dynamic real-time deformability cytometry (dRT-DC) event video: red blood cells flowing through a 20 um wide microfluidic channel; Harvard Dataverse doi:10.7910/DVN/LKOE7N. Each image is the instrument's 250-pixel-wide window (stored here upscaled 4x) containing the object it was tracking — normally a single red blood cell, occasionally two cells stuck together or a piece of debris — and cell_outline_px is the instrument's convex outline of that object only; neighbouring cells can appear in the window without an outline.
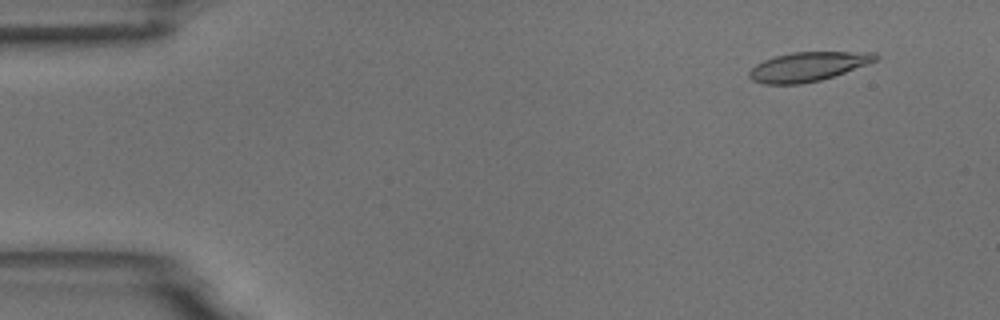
{"species": "common noctule bat (a hibernating species)", "species_latin": "Nyctalus noctula", "temperature_condition": "room temperature", "stored_images_in_passage": 54, "camera_frame_rate_fps": 3000, "um_per_image_px": 0.085, "animal": {"sex": "male", "body_mass_g": 18.8}, "frame": {"image": 1, "passage_image": 5, "time_ms": 1.333, "image_size_px": [1000, 320], "cell_outline_px": [[880, 56], [876, 60], [844, 72], [820, 80], [800, 84], [764, 84], [752, 80], [748, 76], [748, 72], [756, 64], [764, 60], [776, 56], [792, 52], [876, 52]], "centroid_in_image_um": [68.64, 5.66], "position_along_channel_um": 16.4, "area_um2": 21.27}}
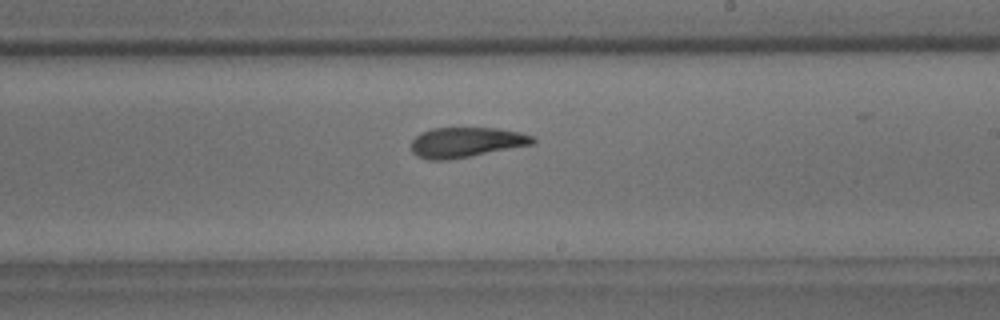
{"frame": {"image": 2, "passage_image": 32, "time_ms": 10.333, "image_size_px": [1000, 320], "cell_outline_px": [[536, 140], [532, 144], [448, 160], [428, 160], [416, 156], [412, 152], [412, 140], [420, 132], [432, 128], [500, 128], [520, 132], [536, 136]], "centroid_in_image_um": [39.61, 12.08], "position_along_channel_um": 249.4, "area_um2": 21.33}}
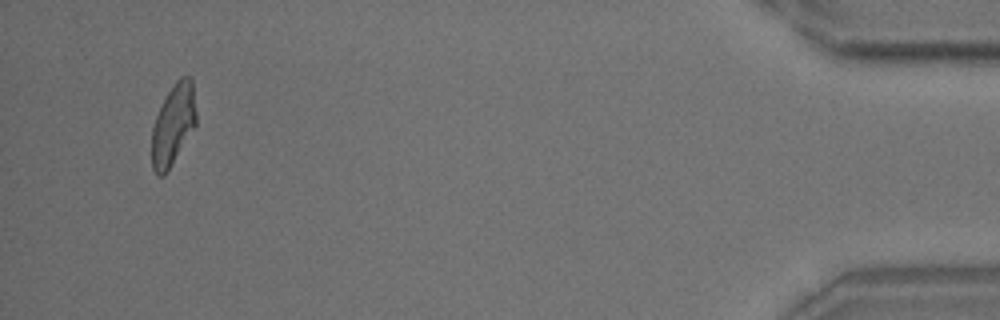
{"frame": {"image": 3, "passage_image": 52, "time_ms": 17.0, "image_size_px": [1000, 320], "cell_outline_px": [[196, 124], [164, 176], [156, 176], [152, 168], [152, 128], [156, 116], [168, 92], [176, 80], [180, 76], [192, 76], [196, 112]], "centroid_in_image_um": [14.72, 10.58], "position_along_channel_um": 420.5, "area_um2": 20.75}, "authors_computed_cell_mechanics": {"area_um2": 21.8484, "velocity_mm_per_s": 3.7148, "shape_relaxation_time_tau1_ms": 6.3164, "shape_relaxation_time_tau2_ms": 3.5498, "deformation_change_tau1": 0.1883, "deformation_change_tau2": 0.1181}}